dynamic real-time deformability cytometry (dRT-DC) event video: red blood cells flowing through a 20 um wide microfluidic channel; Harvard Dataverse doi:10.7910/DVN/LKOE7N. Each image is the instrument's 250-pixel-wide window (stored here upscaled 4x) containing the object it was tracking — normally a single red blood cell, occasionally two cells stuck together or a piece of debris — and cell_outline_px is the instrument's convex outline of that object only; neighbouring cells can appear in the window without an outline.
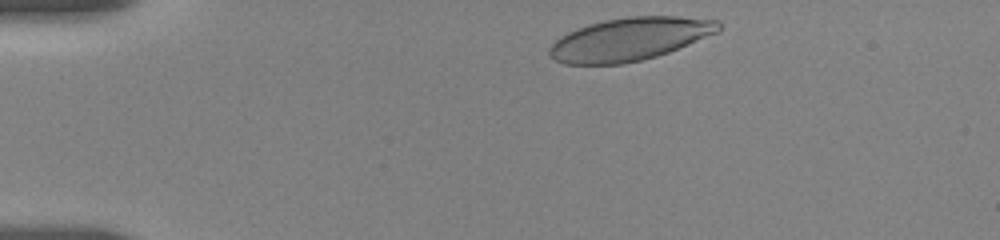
{"species": "human", "species_latin": "Homo sapiens", "temperature_condition": "room temperature", "stored_images_in_passage": 4, "camera_frame_rate_fps": 3000, "um_per_image_px": 0.085, "donor": {"sex": "female"}, "frame": {"image": 1, "passage_image": 1, "time_ms": 0.0, "image_size_px": [1000, 240], "cell_outline_px": [[720, 32], [668, 52], [656, 56], [624, 64], [564, 64], [548, 56], [548, 48], [556, 40], [568, 32], [588, 24], [604, 20], [628, 16], [676, 16], [720, 20]], "centroid_in_image_um": [53.53, 3.32], "position_along_channel_um": 31.5, "area_um2": 42.37}}
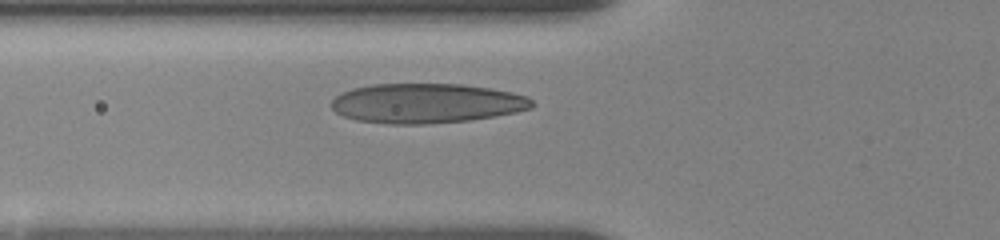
{"frame": {"image": 2, "passage_image": 4, "time_ms": 3.333, "image_size_px": [1000, 240], "cell_outline_px": [[536, 104], [532, 108], [516, 112], [496, 116], [472, 120], [424, 124], [388, 124], [356, 120], [344, 116], [336, 112], [332, 108], [332, 100], [336, 96], [352, 88], [372, 84], [464, 84], [512, 92], [528, 96]], "centroid_in_image_um": [36.28, 8.78], "position_along_channel_um": 89.5, "area_um2": 46.59}}